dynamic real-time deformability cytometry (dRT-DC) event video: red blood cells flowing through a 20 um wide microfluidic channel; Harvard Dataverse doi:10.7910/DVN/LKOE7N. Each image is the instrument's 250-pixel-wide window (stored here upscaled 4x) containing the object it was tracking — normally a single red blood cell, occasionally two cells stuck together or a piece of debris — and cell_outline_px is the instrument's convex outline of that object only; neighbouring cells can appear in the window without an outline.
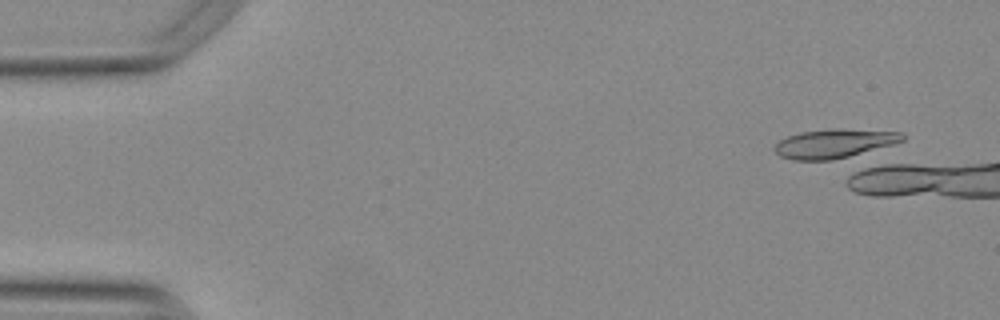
{"species": "Egyptian fruit bat (a non-hibernating species)", "species_latin": "Rousettus aegyptiacus", "temperature_condition": "warm", "stored_images_in_passage": 4, "camera_frame_rate_fps": 3000, "um_per_image_px": 0.085, "animal": {"sex": "female"}, "frame": {"image": 1, "passage_image": 4, "time_ms": 1.0, "image_size_px": [1000, 320], "cell_outline_px": [[904, 140], [884, 148], [860, 156], [832, 160], [792, 160], [780, 156], [772, 148], [780, 140], [788, 136], [800, 132], [904, 132]], "centroid_in_image_um": [70.91, 12.3], "position_along_channel_um": 14.1, "area_um2": 20.75}}